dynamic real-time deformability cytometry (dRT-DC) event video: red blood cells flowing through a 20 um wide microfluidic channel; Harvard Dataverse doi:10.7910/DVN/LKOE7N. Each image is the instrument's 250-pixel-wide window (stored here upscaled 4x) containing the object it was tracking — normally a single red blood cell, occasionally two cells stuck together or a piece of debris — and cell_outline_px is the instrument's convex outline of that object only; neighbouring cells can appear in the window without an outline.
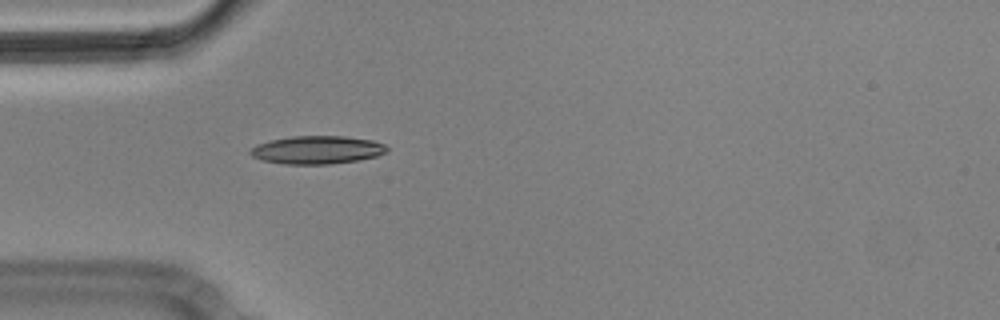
{"species": "Egyptian fruit bat (a non-hibernating species)", "species_latin": "Rousettus aegyptiacus", "temperature_condition": "cold", "stored_images_in_passage": 2, "camera_frame_rate_fps": 3000, "um_per_image_px": 0.085, "animal": {"sex": "male"}, "frame": {"image": 1, "passage_image": 2, "time_ms": 0.333, "image_size_px": [1000, 320], "cell_outline_px": [[388, 152], [376, 156], [360, 160], [328, 164], [284, 164], [264, 160], [252, 156], [248, 152], [256, 144], [272, 140], [292, 136], [344, 136], [372, 140], [384, 144], [388, 148]], "centroid_in_image_um": [26.97, 12.74], "position_along_channel_um": 58.0, "area_um2": 22.31}}